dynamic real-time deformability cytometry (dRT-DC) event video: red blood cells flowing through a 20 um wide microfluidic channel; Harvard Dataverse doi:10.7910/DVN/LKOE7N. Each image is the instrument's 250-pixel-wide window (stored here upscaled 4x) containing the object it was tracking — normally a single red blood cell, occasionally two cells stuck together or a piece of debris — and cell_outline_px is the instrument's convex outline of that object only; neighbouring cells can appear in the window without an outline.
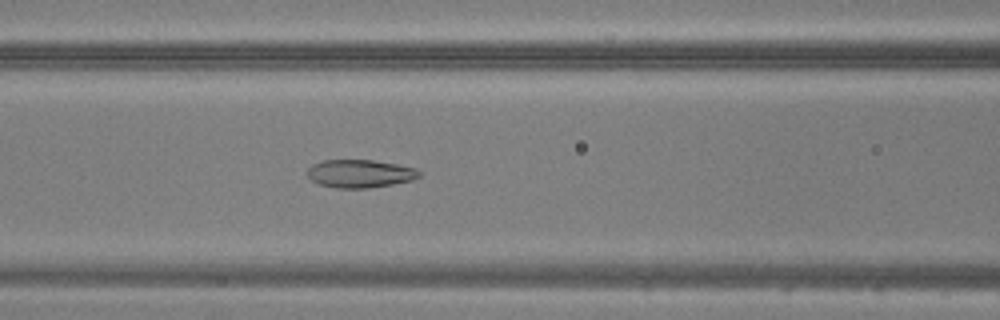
{"species": "common noctule bat (a hibernating species)", "species_latin": "Nyctalus noctula", "temperature_condition": "warm", "stored_images_in_passage": 37, "segment_of_instrument_passage": [1, 2], "camera_frame_rate_fps": 3000, "um_per_image_px": 0.085, "animal": {"sex": "male", "body_mass_g": 20.5, "forearm_length_mm": 52.5}, "frame": {"image": 1, "passage_image": 10, "time_ms": 3.0, "image_size_px": [1000, 320], "cell_outline_px": [[420, 176], [412, 180], [392, 184], [368, 188], [336, 188], [320, 184], [312, 180], [308, 176], [308, 168], [312, 164], [324, 160], [372, 160], [396, 164], [416, 168], [420, 172]], "centroid_in_image_um": [30.6, 14.75], "position_along_channel_um": 136.0, "area_um2": 18.15}}
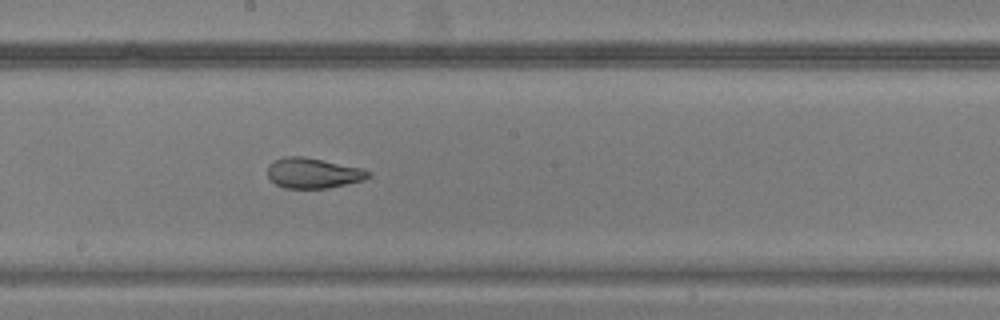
{"frame": {"image": 2, "passage_image": 16, "time_ms": 5.0, "image_size_px": [1000, 320], "cell_outline_px": [[372, 176], [364, 180], [328, 188], [284, 188], [276, 184], [268, 176], [268, 164], [284, 156], [304, 156], [360, 168], [372, 172]], "centroid_in_image_um": [26.62, 14.71], "position_along_channel_um": 221.6, "area_um2": 17.74}}
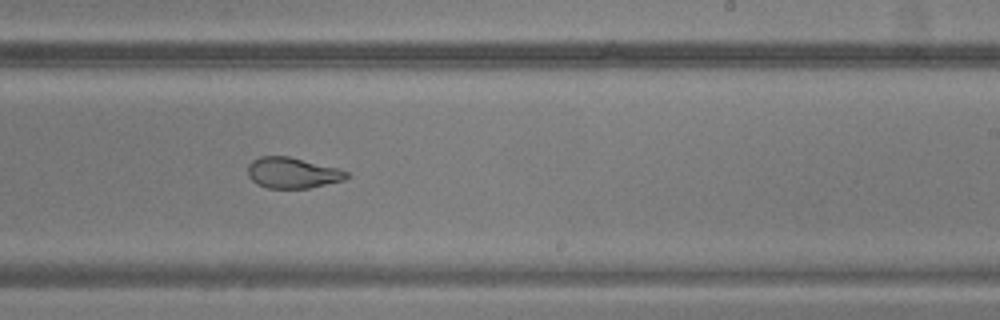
{"frame": {"image": 3, "passage_image": 19, "time_ms": 6.0, "image_size_px": [1000, 320], "cell_outline_px": [[352, 176], [344, 180], [308, 188], [268, 188], [256, 184], [248, 176], [248, 164], [252, 160], [260, 156], [288, 156], [340, 168], [348, 172]], "centroid_in_image_um": [24.88, 14.69], "position_along_channel_um": 264.1, "area_um2": 17.92}}